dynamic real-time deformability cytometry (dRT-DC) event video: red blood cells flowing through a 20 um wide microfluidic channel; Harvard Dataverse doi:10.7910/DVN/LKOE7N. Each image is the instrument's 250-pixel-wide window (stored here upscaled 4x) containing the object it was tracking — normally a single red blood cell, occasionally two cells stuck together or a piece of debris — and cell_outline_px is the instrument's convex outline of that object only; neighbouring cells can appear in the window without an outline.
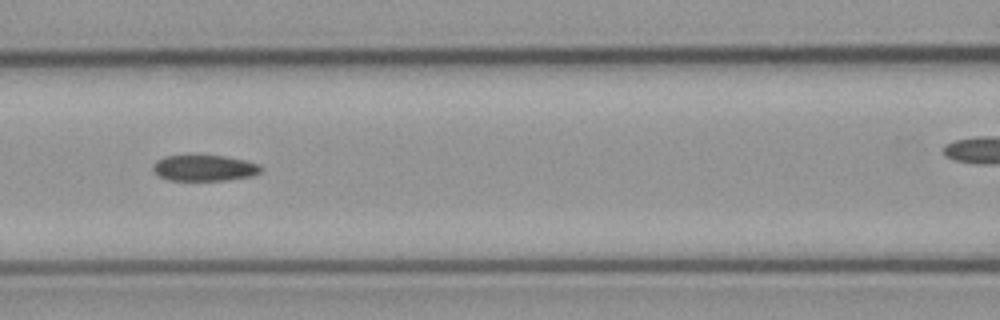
{"species": "common noctule bat (a hibernating species)", "species_latin": "Nyctalus noctula", "temperature_condition": "cold", "stored_images_in_passage": 6, "camera_frame_rate_fps": 3000, "um_per_image_px": 0.085, "animal": {"sex": "male", "body_mass_g": 23.1, "forearm_length_mm": 52.7}, "frame": {"image": 1, "passage_image": 3, "time_ms": 2.333, "image_size_px": [1000, 320], "cell_outline_px": [[260, 172], [252, 176], [224, 180], [168, 180], [160, 176], [152, 168], [152, 164], [156, 160], [164, 156], [224, 156], [244, 160], [260, 164]], "centroid_in_image_um": [17.35, 14.28], "position_along_channel_um": 149.3, "area_um2": 16.13}}
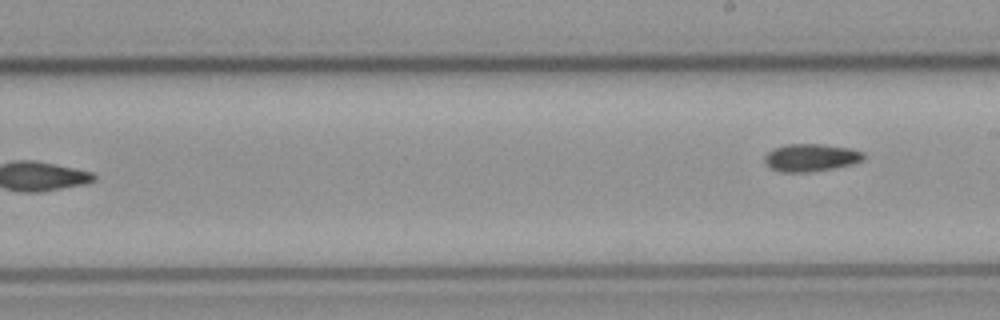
{"frame": {"image": 2, "passage_image": 6, "time_ms": 6.0, "image_size_px": [1000, 320], "cell_outline_px": [[864, 160], [852, 164], [832, 168], [808, 172], [780, 172], [772, 168], [764, 160], [764, 156], [772, 148], [784, 144], [820, 144], [848, 148], [864, 152]], "centroid_in_image_um": [68.91, 13.39], "position_along_channel_um": 220.1, "area_um2": 15.84}}